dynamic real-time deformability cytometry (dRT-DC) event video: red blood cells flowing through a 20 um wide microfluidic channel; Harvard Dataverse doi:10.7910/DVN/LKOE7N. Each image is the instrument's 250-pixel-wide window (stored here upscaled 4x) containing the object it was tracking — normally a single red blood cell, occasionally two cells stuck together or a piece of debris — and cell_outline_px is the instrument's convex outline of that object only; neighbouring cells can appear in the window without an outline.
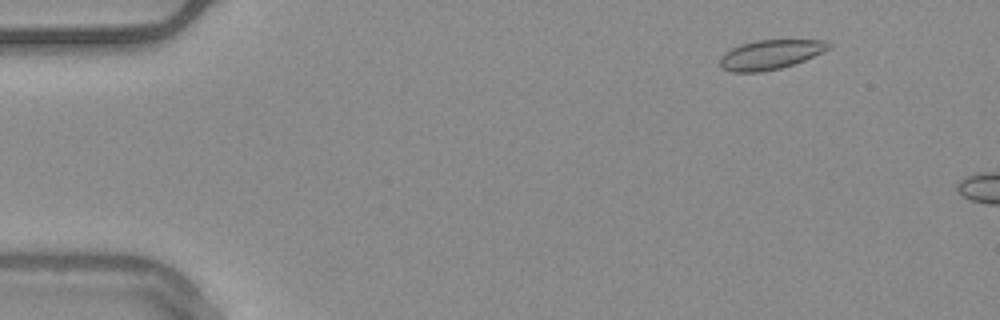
{"species": "common noctule bat (a hibernating species)", "species_latin": "Nyctalus noctula", "temperature_condition": "warm", "stored_images_in_passage": 10, "camera_frame_rate_fps": 3000, "um_per_image_px": 0.085, "animal": {"sex": "male", "body_mass_g": 20.4}, "frame": {"image": 1, "passage_image": 6, "time_ms": 1.667, "image_size_px": [1000, 320], "cell_outline_px": [[832, 48], [804, 60], [780, 68], [760, 72], [732, 72], [720, 68], [720, 56], [724, 52], [740, 44], [756, 40], [828, 40], [832, 44]], "centroid_in_image_um": [65.48, 4.63], "position_along_channel_um": 19.5, "area_um2": 18.79}}